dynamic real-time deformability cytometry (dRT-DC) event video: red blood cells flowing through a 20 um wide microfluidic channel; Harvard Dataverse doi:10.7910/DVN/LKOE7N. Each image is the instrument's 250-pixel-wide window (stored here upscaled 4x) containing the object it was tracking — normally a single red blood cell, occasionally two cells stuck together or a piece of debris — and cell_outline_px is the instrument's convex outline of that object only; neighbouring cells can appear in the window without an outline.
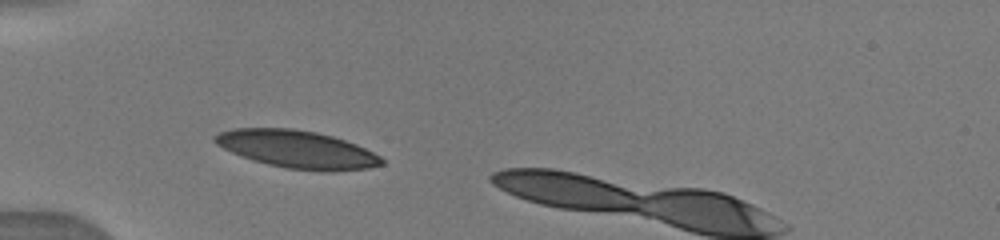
{"species": "human", "species_latin": "Homo sapiens", "temperature_condition": "warm", "stored_images_in_passage": 6, "camera_frame_rate_fps": 3000, "um_per_image_px": 0.085, "donor": {"sex": "male"}, "frame": {"image": 1, "passage_image": 4, "time_ms": 1.333, "image_size_px": [1000, 240], "cell_outline_px": [[384, 164], [368, 168], [332, 172], [320, 172], [284, 168], [268, 164], [232, 152], [216, 144], [212, 140], [212, 136], [220, 132], [232, 128], [292, 128], [316, 132], [332, 136], [356, 144], [380, 156], [384, 160]], "centroid_in_image_um": [25.27, 12.69], "position_along_channel_um": 59.7, "area_um2": 36.65}}